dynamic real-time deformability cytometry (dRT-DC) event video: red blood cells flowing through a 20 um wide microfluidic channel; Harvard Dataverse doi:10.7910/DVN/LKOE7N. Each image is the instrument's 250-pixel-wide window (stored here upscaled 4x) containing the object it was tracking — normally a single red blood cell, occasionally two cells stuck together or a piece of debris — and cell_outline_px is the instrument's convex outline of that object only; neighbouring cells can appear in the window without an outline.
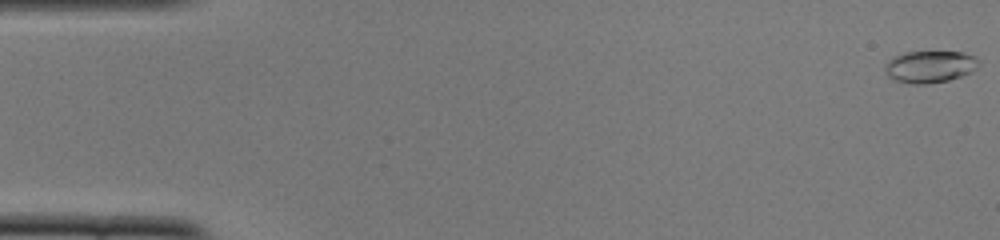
{"species": "common noctule bat (a hibernating species)", "species_latin": "Nyctalus noctula", "temperature_condition": "cold", "stored_images_in_passage": 52, "camera_frame_rate_fps": 3000, "um_per_image_px": 0.085, "animal": {"sex": "female", "body_mass_g": 22.0, "forearm_length_mm": 56.7}, "frame": {"image": 1, "passage_image": 1, "time_ms": 0.0, "image_size_px": [1000, 240], "cell_outline_px": [[980, 64], [972, 72], [948, 80], [928, 84], [912, 84], [892, 80], [884, 72], [884, 64], [892, 56], [904, 52], [964, 52], [976, 56], [980, 60]], "centroid_in_image_um": [79.01, 5.66], "position_along_channel_um": 6.0, "area_um2": 17.86}}
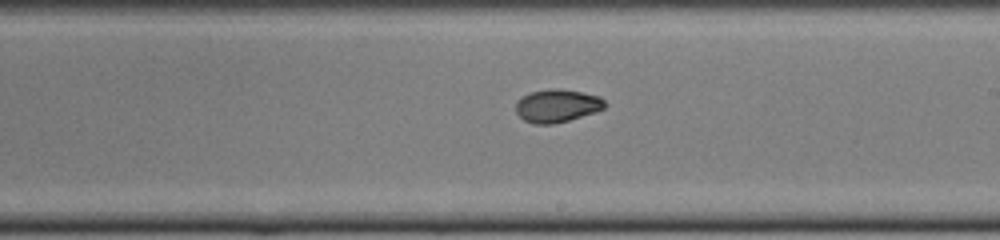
{"frame": {"image": 2, "passage_image": 30, "time_ms": 9.667, "image_size_px": [1000, 240], "cell_outline_px": [[608, 104], [604, 108], [596, 112], [568, 120], [552, 124], [536, 124], [524, 120], [516, 112], [516, 100], [532, 92], [556, 88], [560, 88], [600, 96]], "centroid_in_image_um": [47.38, 8.99], "position_along_channel_um": 241.6, "area_um2": 16.99}}
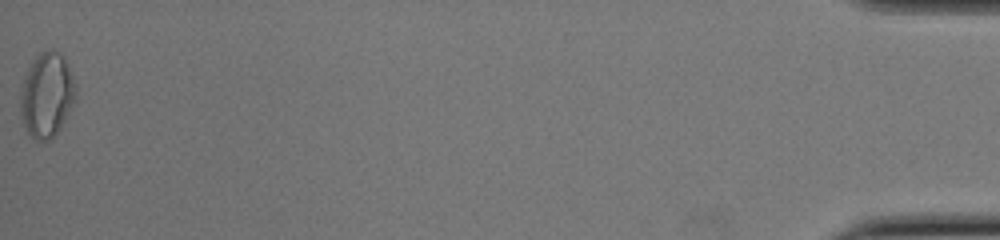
{"frame": {"image": 3, "passage_image": 52, "time_ms": 17.0, "image_size_px": [1000, 240], "cell_outline_px": [[76, 100], [64, 120], [56, 132], [48, 140], [36, 140], [28, 132], [24, 124], [20, 112], [20, 88], [24, 76], [28, 68], [36, 56], [40, 52], [48, 48], [52, 48], [60, 52], [64, 56], [76, 84]], "centroid_in_image_um": [3.98, 8.01], "position_along_channel_um": 431.2, "area_um2": 27.4}, "authors_computed_cell_mechanics": {"area_um2": 17.4556, "velocity_mm_per_s": 3.9126, "shape_relaxation_time_tau1_ms": 8.4072, "shape_relaxation_time_tau2_ms": 1.4665, "deformation_change_tau1": 0.2215, "deformation_change_tau2": 0.0351}}